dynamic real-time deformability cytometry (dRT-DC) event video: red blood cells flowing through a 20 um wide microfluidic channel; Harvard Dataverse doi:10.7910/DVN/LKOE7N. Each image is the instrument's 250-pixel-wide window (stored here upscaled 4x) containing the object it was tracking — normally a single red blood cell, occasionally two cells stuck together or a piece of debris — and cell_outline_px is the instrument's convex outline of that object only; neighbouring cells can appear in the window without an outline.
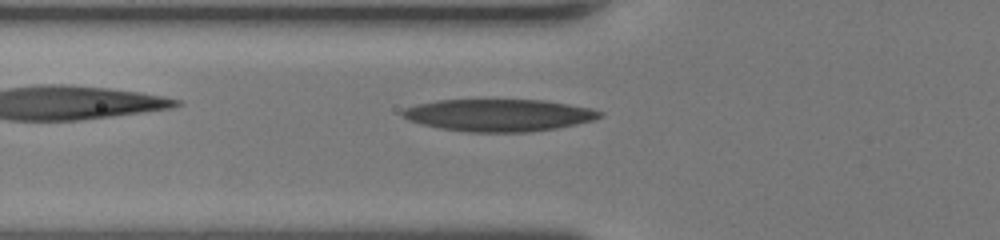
{"species": "human", "species_latin": "Homo sapiens", "temperature_condition": "room temperature", "stored_images_in_passage": 33, "camera_frame_rate_fps": 3000, "um_per_image_px": 0.085, "donor": {"sex": "female"}, "frame": {"image": 1, "passage_image": 3, "time_ms": 0.667, "image_size_px": [1000, 240], "cell_outline_px": [[604, 116], [596, 120], [556, 128], [528, 132], [468, 132], [440, 128], [408, 120], [400, 116], [400, 112], [404, 108], [416, 104], [436, 100], [544, 100], [592, 108], [604, 112]], "centroid_in_image_um": [42.41, 9.79], "position_along_channel_um": 83.4, "area_um2": 37.22}}
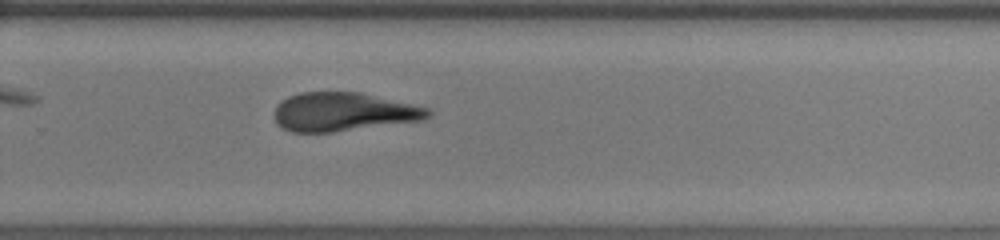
{"frame": {"image": 2, "passage_image": 18, "time_ms": 5.667, "image_size_px": [1000, 240], "cell_outline_px": [[432, 116], [424, 120], [332, 132], [292, 132], [280, 128], [276, 124], [276, 108], [280, 100], [288, 96], [300, 92], [360, 92], [412, 104], [428, 108], [432, 112]], "centroid_in_image_um": [29.19, 9.51], "position_along_channel_um": 300.6, "area_um2": 34.68}}
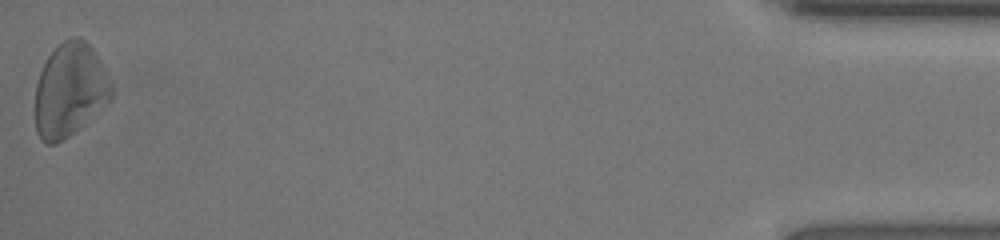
{"frame": {"image": 3, "passage_image": 33, "time_ms": 10.667, "image_size_px": [1000, 240], "cell_outline_px": [[112, 96], [108, 100], [68, 136], [56, 144], [48, 144], [36, 132], [36, 84], [40, 72], [48, 56], [64, 40], [72, 36], [76, 36], [84, 40], [92, 48], [100, 60], [112, 84]], "centroid_in_image_um": [5.92, 7.62], "position_along_channel_um": 429.3, "area_um2": 40.52}, "authors_computed_cell_mechanics": {"area_um2": 36.6452, "velocity_mm_per_s": 4.353, "shape_relaxation_time_tau1_ms": 6.2189, "shape_relaxation_time_tau2_ms": 3.3067, "deformation_change_tau1": 0.2046, "deformation_change_tau2": 0.1413}}